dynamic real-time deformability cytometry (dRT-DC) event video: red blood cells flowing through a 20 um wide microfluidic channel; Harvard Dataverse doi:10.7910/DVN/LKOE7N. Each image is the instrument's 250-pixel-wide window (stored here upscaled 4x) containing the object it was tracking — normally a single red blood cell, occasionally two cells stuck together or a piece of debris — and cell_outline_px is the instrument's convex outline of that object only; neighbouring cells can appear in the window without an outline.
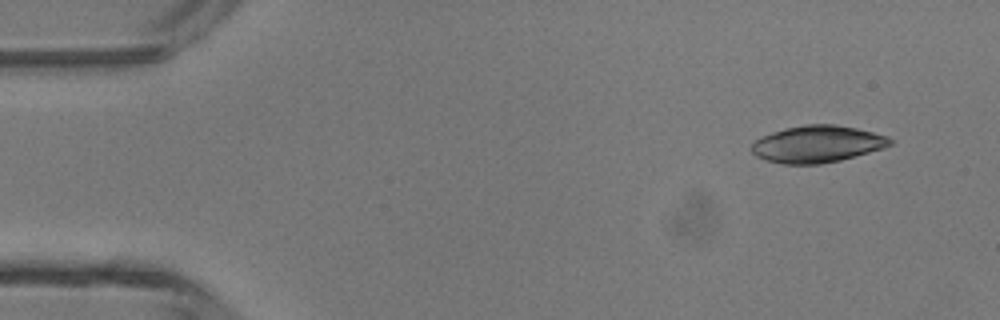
{"species": "common noctule bat (a hibernating species)", "species_latin": "Nyctalus noctula", "temperature_condition": "room temperature", "stored_images_in_passage": 43, "camera_frame_rate_fps": 3000, "um_per_image_px": 0.085, "animal": {"sex": "male", "body_mass_g": 13.3}, "frame": {"image": 1, "passage_image": 1, "time_ms": 0.0, "image_size_px": [1000, 320], "cell_outline_px": [[892, 144], [884, 148], [840, 160], [820, 164], [784, 164], [764, 160], [756, 156], [748, 148], [756, 140], [772, 132], [784, 128], [804, 124], [836, 124], [856, 128], [888, 136], [892, 140]], "centroid_in_image_um": [69.45, 12.24], "position_along_channel_um": 15.6, "area_um2": 29.88}}